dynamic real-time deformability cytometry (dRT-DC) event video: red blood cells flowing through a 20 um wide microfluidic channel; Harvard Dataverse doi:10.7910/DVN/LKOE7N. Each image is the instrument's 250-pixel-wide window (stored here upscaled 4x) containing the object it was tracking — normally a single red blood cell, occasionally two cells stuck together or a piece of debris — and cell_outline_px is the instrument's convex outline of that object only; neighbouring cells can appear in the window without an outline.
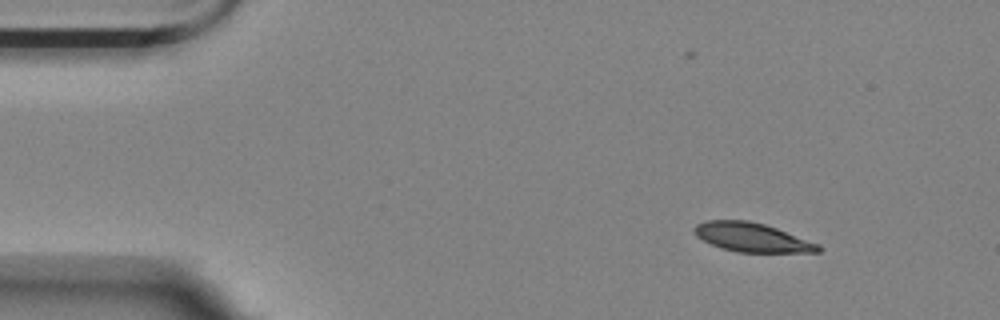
{"species": "Egyptian fruit bat (a non-hibernating species)", "species_latin": "Rousettus aegyptiacus", "temperature_condition": "room temperature", "stored_images_in_passage": 52, "segment_of_instrument_passage": [1, 2], "camera_frame_rate_fps": 3000, "um_per_image_px": 0.085, "animal": {"sex": "female"}, "frame": {"image": 1, "passage_image": 1, "time_ms": 0.0, "image_size_px": [1000, 320], "cell_outline_px": [[824, 248], [820, 252], [736, 252], [720, 248], [696, 236], [692, 232], [692, 228], [696, 224], [708, 220], [748, 220], [764, 224], [776, 228], [820, 244]], "centroid_in_image_um": [63.91, 20.18], "position_along_channel_um": 21.1, "area_um2": 21.04}}
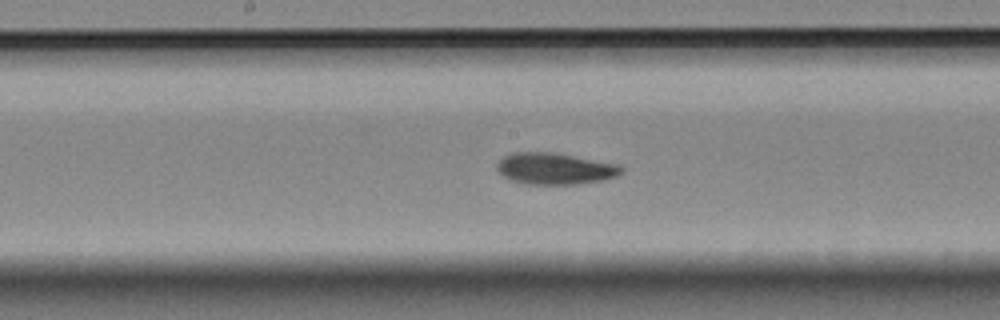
{"frame": {"image": 2, "passage_image": 23, "time_ms": 7.333, "image_size_px": [1000, 320], "cell_outline_px": [[624, 172], [616, 176], [604, 180], [576, 184], [524, 184], [508, 180], [496, 172], [496, 164], [504, 156], [512, 152], [552, 152], [620, 164], [624, 168]], "centroid_in_image_um": [47.14, 14.34], "position_along_channel_um": 201.1, "area_um2": 23.24}}
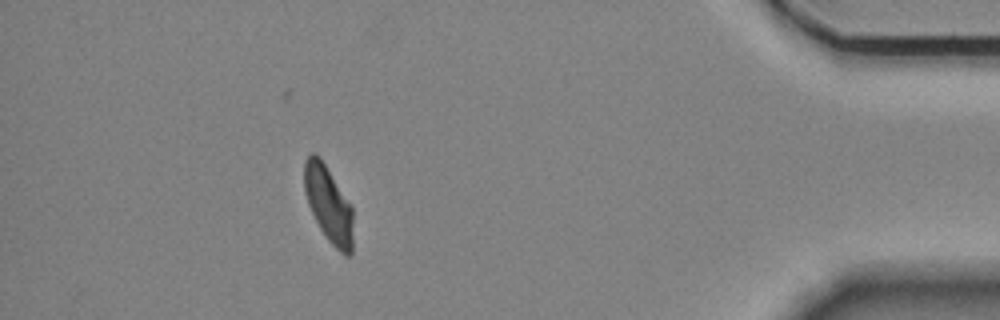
{"frame": {"image": 3, "passage_image": 45, "time_ms": 14.667, "image_size_px": [1000, 320], "cell_outline_px": [[352, 252], [348, 256], [344, 256], [328, 240], [320, 228], [308, 204], [304, 192], [304, 160], [312, 152], [316, 152], [320, 156], [352, 208]], "centroid_in_image_um": [27.9, 17.34], "position_along_channel_um": 407.3, "area_um2": 21.44}}